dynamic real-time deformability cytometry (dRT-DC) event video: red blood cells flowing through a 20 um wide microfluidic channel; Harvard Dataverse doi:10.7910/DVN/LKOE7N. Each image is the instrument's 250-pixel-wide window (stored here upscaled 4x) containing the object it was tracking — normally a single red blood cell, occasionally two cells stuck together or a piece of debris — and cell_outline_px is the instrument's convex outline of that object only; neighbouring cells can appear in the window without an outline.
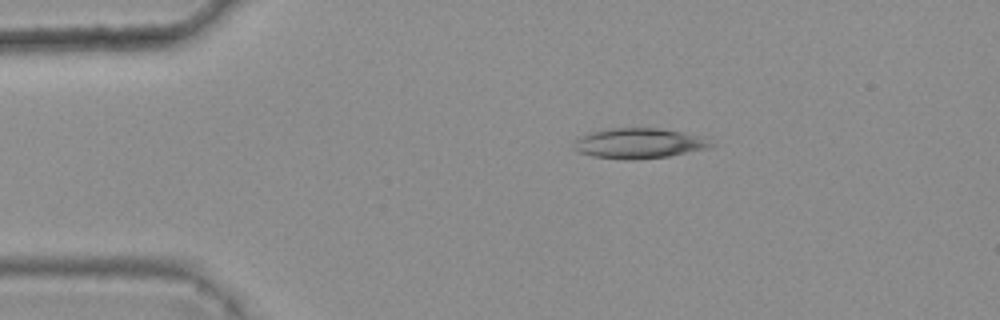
{"species": "common noctule bat (a hibernating species)", "species_latin": "Nyctalus noctula", "temperature_condition": "warm", "stored_images_in_passage": 4, "camera_frame_rate_fps": 3000, "um_per_image_px": 0.085, "animal": {"sex": "female", "body_mass_g": 25.1}, "frame": {"image": 1, "passage_image": 2, "time_ms": 0.333, "image_size_px": [1000, 320], "cell_outline_px": [[716, 144], [708, 148], [668, 156], [632, 160], [628, 160], [592, 156], [580, 152], [572, 148], [572, 144], [576, 136], [588, 132], [612, 128], [656, 128], [708, 136]], "centroid_in_image_um": [54.31, 12.17], "position_along_channel_um": 30.7, "area_um2": 24.62}}
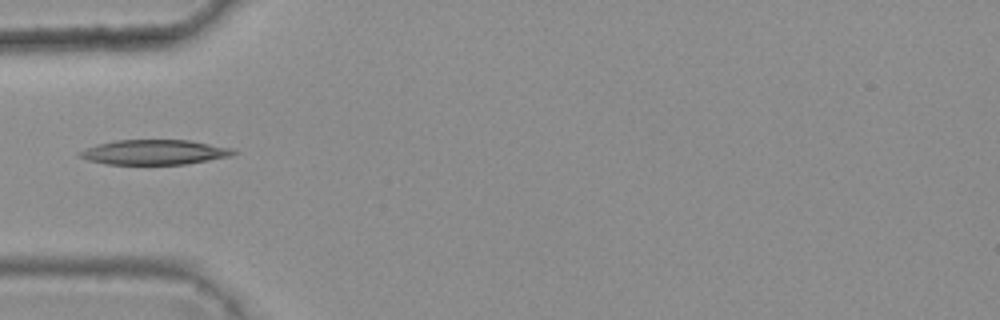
{"frame": {"image": 2, "passage_image": 4, "time_ms": 1.0, "image_size_px": [1000, 320], "cell_outline_px": [[240, 152], [232, 156], [184, 164], [108, 164], [88, 160], [76, 156], [76, 152], [100, 144], [116, 140], [192, 140], [232, 148]], "centroid_in_image_um": [13.16, 12.93], "position_along_channel_um": 71.8, "area_um2": 22.31}}